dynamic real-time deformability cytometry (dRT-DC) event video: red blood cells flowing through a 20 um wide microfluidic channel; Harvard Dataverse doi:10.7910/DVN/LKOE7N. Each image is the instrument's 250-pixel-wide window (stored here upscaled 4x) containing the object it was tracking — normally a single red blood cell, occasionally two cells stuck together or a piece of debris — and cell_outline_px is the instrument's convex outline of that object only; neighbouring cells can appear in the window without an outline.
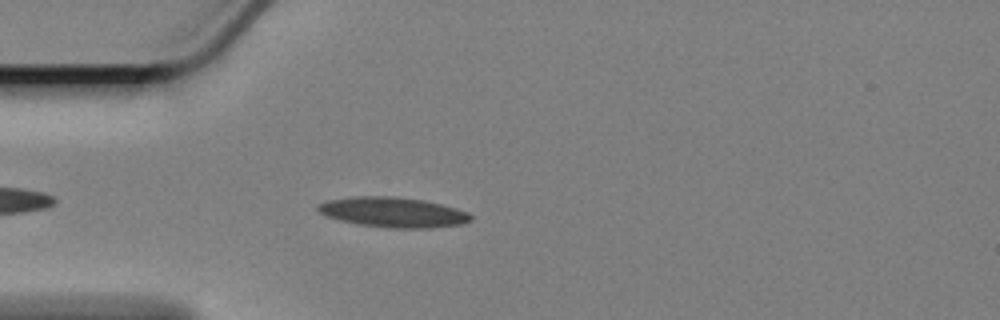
{"species": "Egyptian fruit bat (a non-hibernating species)", "species_latin": "Rousettus aegyptiacus", "temperature_condition": "cold", "stored_images_in_passage": 24, "camera_frame_rate_fps": 3000, "um_per_image_px": 0.085, "animal": {"sex": "female"}, "frame": {"image": 1, "passage_image": 5, "time_ms": 1.333, "image_size_px": [1000, 320], "cell_outline_px": [[472, 220], [460, 224], [432, 228], [388, 228], [360, 224], [340, 220], [328, 216], [320, 212], [316, 208], [320, 204], [332, 200], [356, 196], [396, 196], [420, 200], [440, 204], [468, 212], [472, 216]], "centroid_in_image_um": [33.45, 18.05], "position_along_channel_um": 51.6, "area_um2": 26.36}}
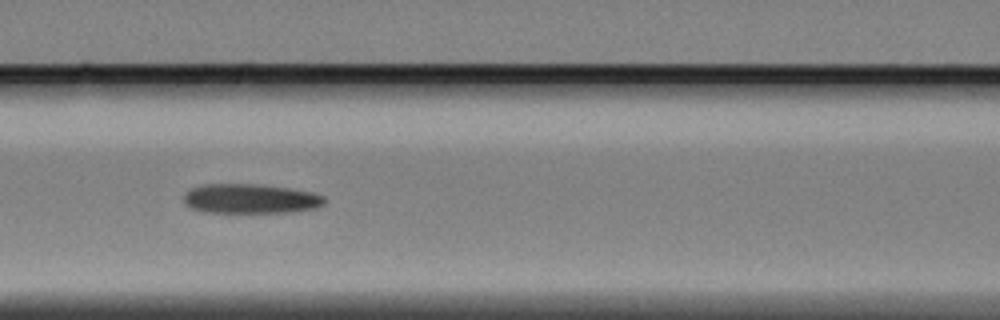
{"frame": {"image": 2, "passage_image": 14, "time_ms": 4.333, "image_size_px": [1000, 320], "cell_outline_px": [[324, 204], [312, 208], [288, 212], [204, 212], [192, 208], [184, 204], [184, 196], [192, 188], [204, 184], [256, 184], [288, 188], [312, 192], [324, 196]], "centroid_in_image_um": [21.26, 16.89], "position_along_channel_um": 145.3, "area_um2": 23.93}}
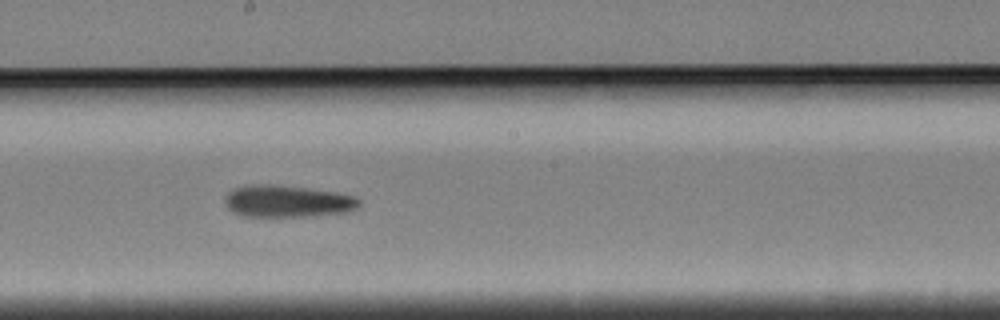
{"frame": {"image": 3, "passage_image": 21, "time_ms": 6.667, "image_size_px": [1000, 320], "cell_outline_px": [[360, 204], [356, 208], [348, 212], [316, 216], [240, 216], [232, 212], [228, 208], [224, 200], [228, 192], [232, 188], [252, 184], [272, 184], [304, 188], [332, 192], [352, 196], [360, 200]], "centroid_in_image_um": [24.38, 17.11], "position_along_channel_um": 223.8, "area_um2": 24.97}}